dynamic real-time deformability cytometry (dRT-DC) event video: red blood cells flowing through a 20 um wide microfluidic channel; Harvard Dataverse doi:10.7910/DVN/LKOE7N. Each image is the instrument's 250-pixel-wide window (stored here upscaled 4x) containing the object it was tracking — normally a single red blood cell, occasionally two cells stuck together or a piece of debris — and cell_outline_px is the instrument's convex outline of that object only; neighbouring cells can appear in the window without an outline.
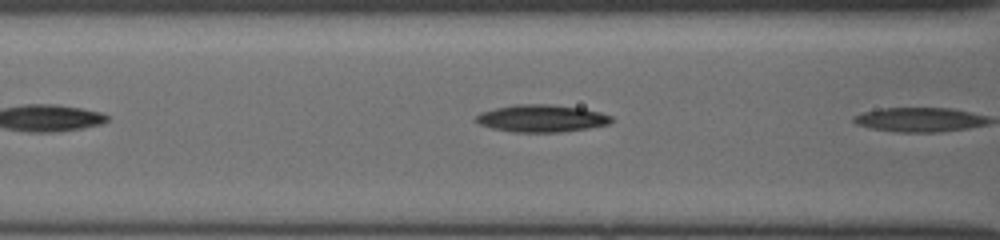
{"species": "common noctule bat (a hibernating species)", "species_latin": "Nyctalus noctula", "temperature_condition": "cold", "stored_images_in_passage": 6, "camera_frame_rate_fps": 3000, "um_per_image_px": 0.085, "animal": {"sex": "female", "body_mass_g": 19.5, "forearm_length_mm": 54.1}, "frame": {"image": 1, "passage_image": 5, "time_ms": 1.333, "image_size_px": [1000, 240], "cell_outline_px": [[612, 120], [608, 124], [588, 128], [560, 132], [512, 132], [492, 128], [480, 124], [476, 120], [476, 116], [480, 112], [496, 108], [516, 104], [552, 104], [580, 108], [600, 112], [612, 116]], "centroid_in_image_um": [46.03, 10.06], "position_along_channel_um": 120.6, "area_um2": 21.44}}